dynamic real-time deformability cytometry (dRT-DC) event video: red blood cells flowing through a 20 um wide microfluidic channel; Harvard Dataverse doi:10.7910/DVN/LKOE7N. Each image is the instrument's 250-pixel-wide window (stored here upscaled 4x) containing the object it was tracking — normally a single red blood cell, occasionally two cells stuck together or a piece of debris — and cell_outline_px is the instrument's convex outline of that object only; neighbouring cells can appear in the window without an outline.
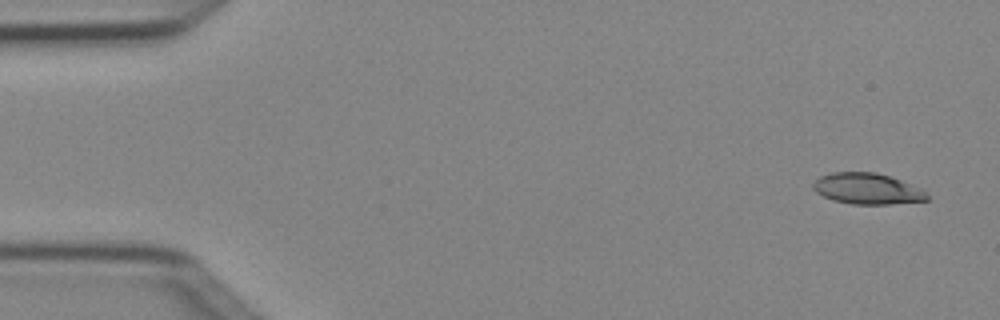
{"species": "Egyptian fruit bat (a non-hibernating species)", "species_latin": "Rousettus aegyptiacus", "temperature_condition": "cold", "stored_images_in_passage": 4, "camera_frame_rate_fps": 3000, "um_per_image_px": 0.085, "animal": {"sex": "female"}, "frame": {"image": 1, "passage_image": 1, "time_ms": 0.0, "image_size_px": [1000, 320], "cell_outline_px": [[928, 200], [888, 204], [852, 204], [832, 200], [816, 192], [812, 188], [812, 184], [820, 176], [832, 172], [876, 172], [900, 180], [920, 188], [928, 196]], "centroid_in_image_um": [73.67, 16.04], "position_along_channel_um": 11.3, "area_um2": 20.4}}
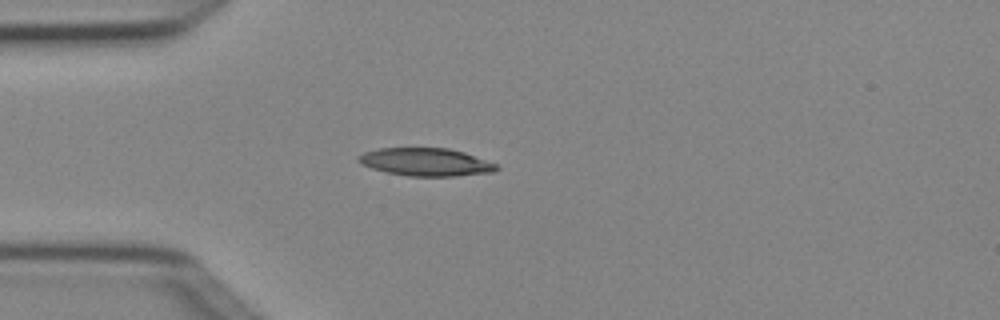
{"frame": {"image": 2, "passage_image": 4, "time_ms": 1.0, "image_size_px": [1000, 320], "cell_outline_px": [[500, 168], [496, 172], [452, 176], [408, 176], [388, 172], [372, 168], [356, 160], [356, 156], [364, 152], [380, 148], [448, 148], [464, 152], [496, 164]], "centroid_in_image_um": [36.2, 13.77], "position_along_channel_um": 48.8, "area_um2": 22.31}}